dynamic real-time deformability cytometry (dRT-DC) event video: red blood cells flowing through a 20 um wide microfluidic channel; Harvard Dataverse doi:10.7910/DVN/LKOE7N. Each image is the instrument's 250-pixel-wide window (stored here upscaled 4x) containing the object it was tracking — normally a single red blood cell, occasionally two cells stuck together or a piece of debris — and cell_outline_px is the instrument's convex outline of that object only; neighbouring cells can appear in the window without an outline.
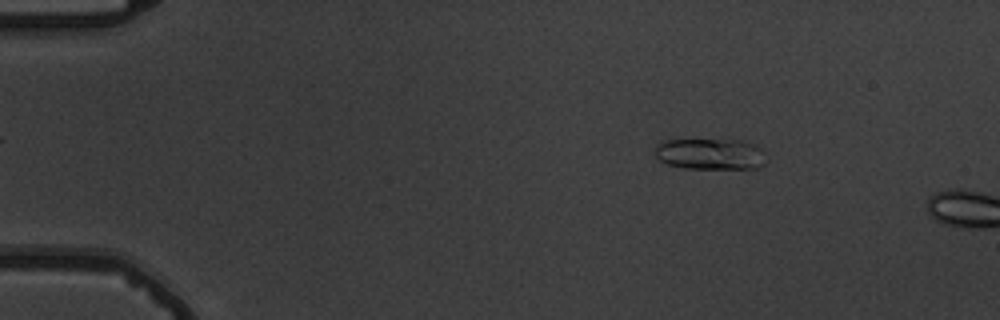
{"species": "common noctule bat (a hibernating species)", "species_latin": "Nyctalus noctula", "temperature_condition": "warm", "stored_images_in_passage": 12, "camera_frame_rate_fps": 3000, "um_per_image_px": 0.085, "animal": {"sex": "male", "body_mass_g": 19.5, "forearm_length_mm": 54.6}, "frame": {"image": 1, "passage_image": 9, "time_ms": 2.667, "image_size_px": [1000, 320], "cell_outline_px": [[768, 160], [764, 164], [756, 168], [684, 168], [668, 164], [660, 160], [656, 156], [656, 144], [664, 140], [744, 140], [756, 144], [764, 152]], "centroid_in_image_um": [60.43, 13.08], "position_along_channel_um": 24.6, "area_um2": 20.29}}